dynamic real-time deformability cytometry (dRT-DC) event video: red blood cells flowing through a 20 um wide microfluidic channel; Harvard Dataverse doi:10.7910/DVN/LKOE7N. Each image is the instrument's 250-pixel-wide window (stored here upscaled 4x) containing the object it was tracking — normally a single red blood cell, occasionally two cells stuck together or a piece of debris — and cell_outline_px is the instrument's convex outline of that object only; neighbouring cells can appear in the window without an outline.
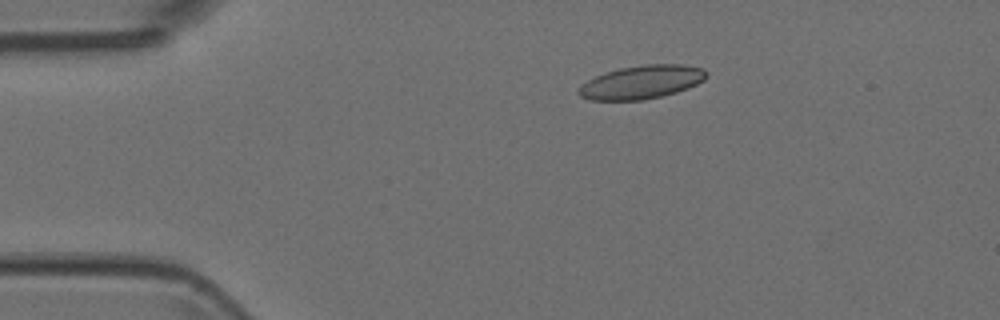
{"species": "Egyptian fruit bat (a non-hibernating species)", "species_latin": "Rousettus aegyptiacus", "temperature_condition": "room temperature", "stored_images_in_passage": 7, "camera_frame_rate_fps": 3000, "um_per_image_px": 0.085, "animal": {"sex": "female"}, "frame": {"image": 1, "passage_image": 3, "time_ms": 0.667, "image_size_px": [1000, 320], "cell_outline_px": [[708, 76], [704, 80], [688, 88], [676, 92], [644, 100], [588, 100], [580, 96], [576, 92], [588, 80], [596, 76], [620, 68], [648, 64], [680, 64], [704, 68]], "centroid_in_image_um": [54.56, 6.98], "position_along_channel_um": 30.4, "area_um2": 24.68}}
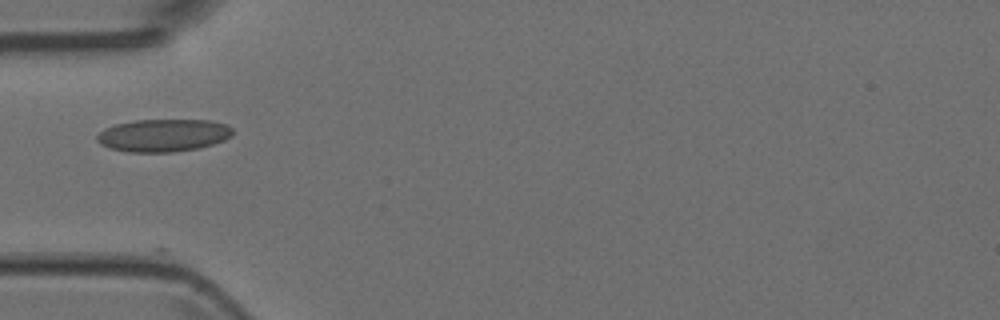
{"frame": {"image": 2, "passage_image": 5, "time_ms": 1.333, "image_size_px": [1000, 320], "cell_outline_px": [[232, 136], [224, 140], [212, 144], [196, 148], [172, 152], [128, 152], [112, 148], [100, 144], [96, 140], [96, 136], [104, 128], [116, 124], [136, 120], [212, 120], [228, 124], [232, 128]], "centroid_in_image_um": [13.89, 11.49], "position_along_channel_um": 71.1, "area_um2": 25.78}}
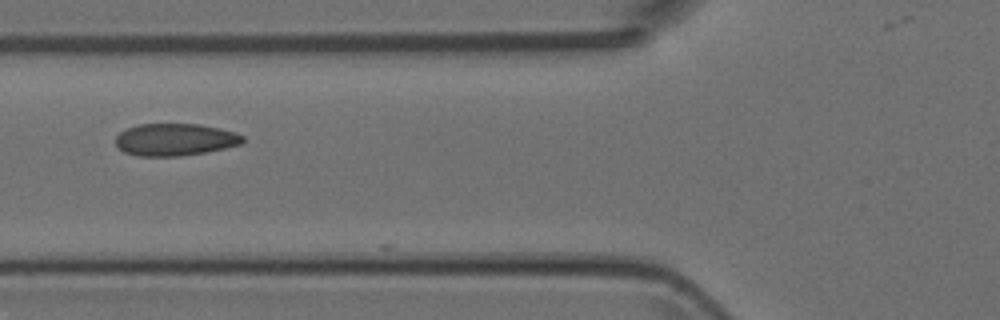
{"frame": {"image": 3, "passage_image": 6, "time_ms": 1.667, "image_size_px": [1000, 320], "cell_outline_px": [[244, 140], [240, 144], [224, 148], [204, 152], [180, 156], [136, 156], [124, 152], [116, 148], [116, 136], [120, 132], [128, 128], [140, 124], [200, 124], [220, 128], [236, 132], [244, 136]], "centroid_in_image_um": [14.86, 11.86], "position_along_channel_um": 110.9, "area_um2": 23.93}}